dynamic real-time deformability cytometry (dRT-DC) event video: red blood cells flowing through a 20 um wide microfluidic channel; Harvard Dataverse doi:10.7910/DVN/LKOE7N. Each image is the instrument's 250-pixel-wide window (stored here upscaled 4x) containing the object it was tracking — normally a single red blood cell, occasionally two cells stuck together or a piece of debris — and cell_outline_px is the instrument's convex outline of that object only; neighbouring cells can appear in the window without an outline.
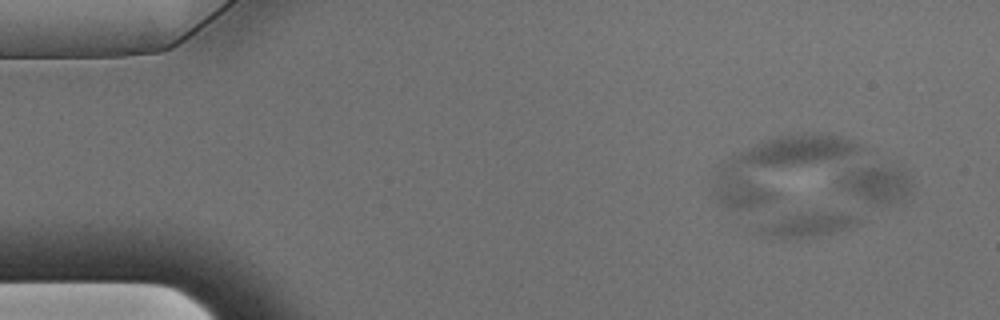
{"species": "Egyptian fruit bat (a non-hibernating species)", "species_latin": "Rousettus aegyptiacus", "temperature_condition": "warm", "stored_images_in_passage": 14, "camera_frame_rate_fps": 3000, "um_per_image_px": 0.085, "animal": {"sex": "male"}, "frame": {"image": 1, "passage_image": 1, "time_ms": 0.0, "image_size_px": [1000, 320], "cell_outline_px": [[860, 224], [836, 232], [820, 236], [796, 240], [784, 240], [768, 236], [760, 232], [752, 224], [784, 216], [804, 212], [840, 212], [852, 216], [860, 220]], "centroid_in_image_um": [68.53, 19.14], "position_along_channel_um": 16.5, "area_um2": 14.8}}
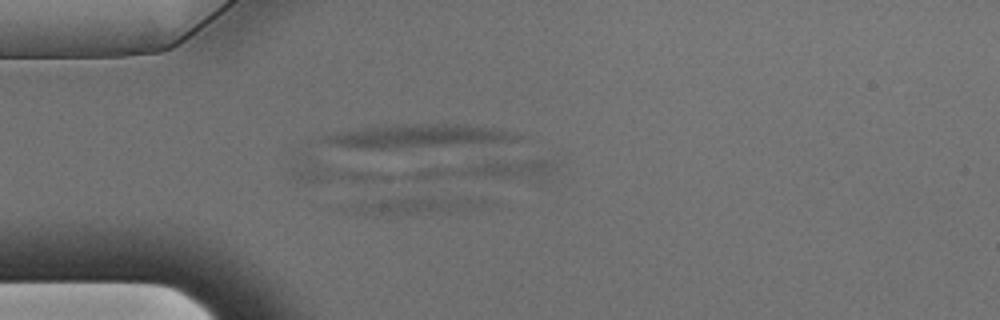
{"frame": {"image": 2, "passage_image": 11, "time_ms": 3.333, "image_size_px": [1000, 320], "cell_outline_px": [[492, 204], [472, 208], [448, 212], [388, 216], [340, 212], [336, 208], [360, 200], [404, 196], [480, 196], [492, 200]], "centroid_in_image_um": [35.19, 17.44], "position_along_channel_um": 49.8, "area_um2": 16.13}}